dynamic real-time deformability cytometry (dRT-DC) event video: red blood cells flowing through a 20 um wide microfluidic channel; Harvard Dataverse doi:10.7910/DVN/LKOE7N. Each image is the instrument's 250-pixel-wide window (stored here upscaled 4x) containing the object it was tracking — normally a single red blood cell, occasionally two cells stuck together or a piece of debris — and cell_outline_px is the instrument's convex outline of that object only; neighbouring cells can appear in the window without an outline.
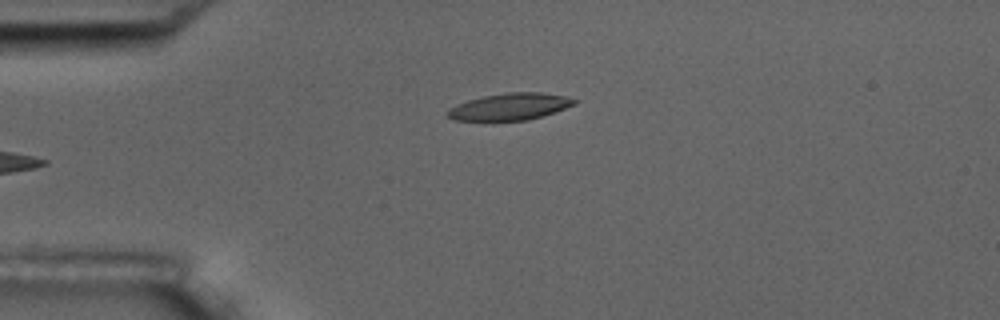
{"species": "common noctule bat (a hibernating species)", "species_latin": "Nyctalus noctula", "temperature_condition": "room temperature", "stored_images_in_passage": 4, "camera_frame_rate_fps": 3000, "um_per_image_px": 0.085, "animal": {"sex": "male", "body_mass_g": 17.5, "forearm_length_mm": 52.3}, "frame": {"image": 1, "passage_image": 4, "time_ms": 3.333, "image_size_px": [1000, 320], "cell_outline_px": [[580, 100], [576, 104], [528, 120], [456, 120], [448, 116], [444, 112], [448, 108], [456, 104], [468, 100], [484, 96], [508, 92], [540, 92], [564, 96]], "centroid_in_image_um": [43.32, 9.05], "position_along_channel_um": 41.7, "area_um2": 19.65}}